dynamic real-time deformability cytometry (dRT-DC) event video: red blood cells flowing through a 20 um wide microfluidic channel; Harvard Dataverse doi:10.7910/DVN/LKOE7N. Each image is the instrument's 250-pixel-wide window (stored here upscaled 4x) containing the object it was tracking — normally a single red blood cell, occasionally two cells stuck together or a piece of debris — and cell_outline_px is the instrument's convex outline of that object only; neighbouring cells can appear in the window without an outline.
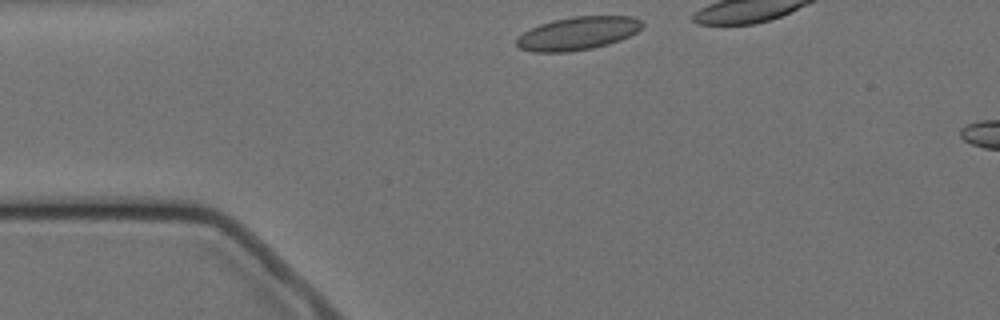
{"species": "Egyptian fruit bat (a non-hibernating species)", "species_latin": "Rousettus aegyptiacus", "temperature_condition": "cold", "stored_images_in_passage": 2, "camera_frame_rate_fps": 3000, "um_per_image_px": 0.085, "animal": {"sex": "female"}, "frame": {"image": 1, "passage_image": 1, "time_ms": 0.0, "image_size_px": [1000, 320], "cell_outline_px": [[644, 24], [636, 32], [620, 40], [608, 44], [592, 48], [568, 52], [532, 52], [520, 48], [516, 44], [516, 36], [540, 24], [552, 20], [572, 16], [632, 16], [640, 20]], "centroid_in_image_um": [49.08, 2.83], "position_along_channel_um": 35.9, "area_um2": 24.28}}